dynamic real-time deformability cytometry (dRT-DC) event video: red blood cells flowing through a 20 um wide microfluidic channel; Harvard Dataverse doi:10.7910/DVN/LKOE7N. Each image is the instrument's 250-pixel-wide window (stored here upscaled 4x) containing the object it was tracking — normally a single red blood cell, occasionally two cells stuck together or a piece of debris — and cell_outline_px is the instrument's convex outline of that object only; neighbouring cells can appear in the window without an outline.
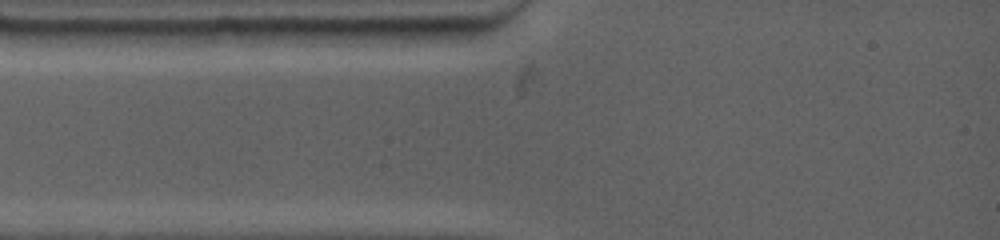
{"species": "common noctule bat (a hibernating species)", "species_latin": "Nyctalus noctula", "temperature_condition": "warm", "stored_images_in_passage": 1, "camera_frame_rate_fps": 4500, "um_per_image_px": 0.085, "animal": {"sex": "female", "body_mass_g": 19.0, "forearm_length_mm": 53.3}, "frame": {"image": 1, "passage_image": 1, "time_ms": 0.0, "image_size_px": [1000, 240], "cell_outline_px": [[244, 28], [240, 32], [224, 44], [184, 48], [160, 48], [156, 44], [148, 32], [192, 28]], "centroid_in_image_um": [16.44, 3.16], "position_along_channel_um": 68.6, "area_um2": 10.35}}